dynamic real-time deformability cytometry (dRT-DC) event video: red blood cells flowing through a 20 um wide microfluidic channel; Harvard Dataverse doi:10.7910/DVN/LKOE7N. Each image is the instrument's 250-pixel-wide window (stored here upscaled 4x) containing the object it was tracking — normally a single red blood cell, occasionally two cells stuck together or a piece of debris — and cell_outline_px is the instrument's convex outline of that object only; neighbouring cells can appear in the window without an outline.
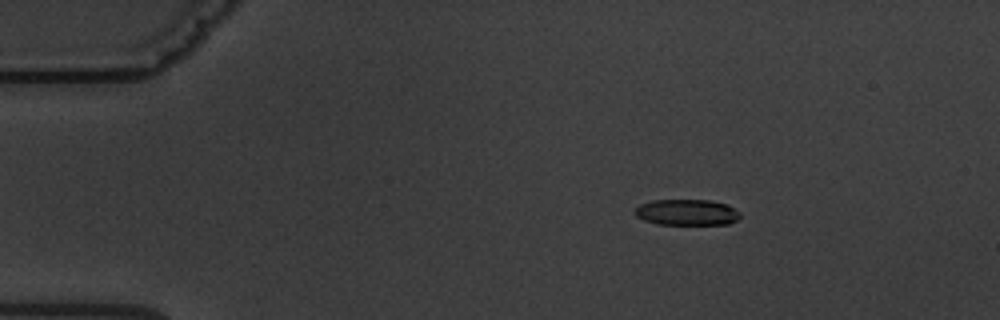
{"species": "common noctule bat (a hibernating species)", "species_latin": "Nyctalus noctula", "temperature_condition": "warm", "stored_images_in_passage": 6, "camera_frame_rate_fps": 3000, "um_per_image_px": 0.085, "animal": {"sex": "male", "body_mass_g": 19.5, "forearm_length_mm": 54.6}, "frame": {"image": 1, "passage_image": 3, "time_ms": 2.333, "image_size_px": [1000, 320], "cell_outline_px": [[740, 216], [736, 220], [728, 224], [656, 224], [644, 220], [636, 216], [632, 212], [640, 204], [652, 200], [708, 200], [728, 204], [740, 212]], "centroid_in_image_um": [58.36, 18.04], "position_along_channel_um": 26.6, "area_um2": 16.01}}
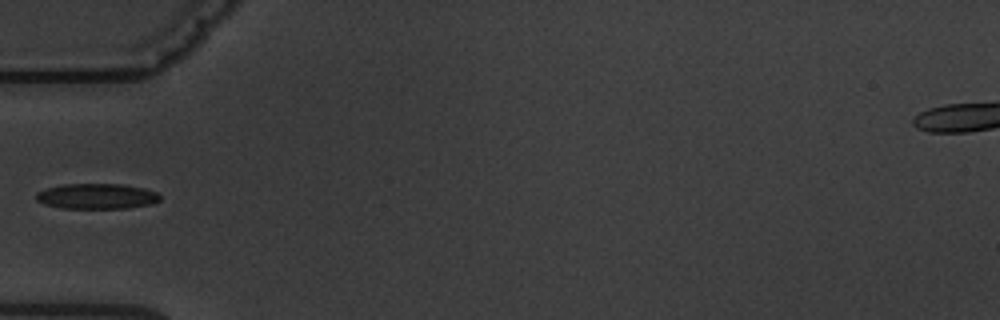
{"frame": {"image": 2, "passage_image": 6, "time_ms": 5.667, "image_size_px": [1000, 320], "cell_outline_px": [[160, 200], [152, 204], [128, 208], [60, 208], [44, 204], [36, 200], [36, 192], [48, 188], [64, 184], [120, 184], [144, 188], [156, 192], [160, 196]], "centroid_in_image_um": [8.22, 16.68], "position_along_channel_um": 76.8, "area_um2": 18.32}}